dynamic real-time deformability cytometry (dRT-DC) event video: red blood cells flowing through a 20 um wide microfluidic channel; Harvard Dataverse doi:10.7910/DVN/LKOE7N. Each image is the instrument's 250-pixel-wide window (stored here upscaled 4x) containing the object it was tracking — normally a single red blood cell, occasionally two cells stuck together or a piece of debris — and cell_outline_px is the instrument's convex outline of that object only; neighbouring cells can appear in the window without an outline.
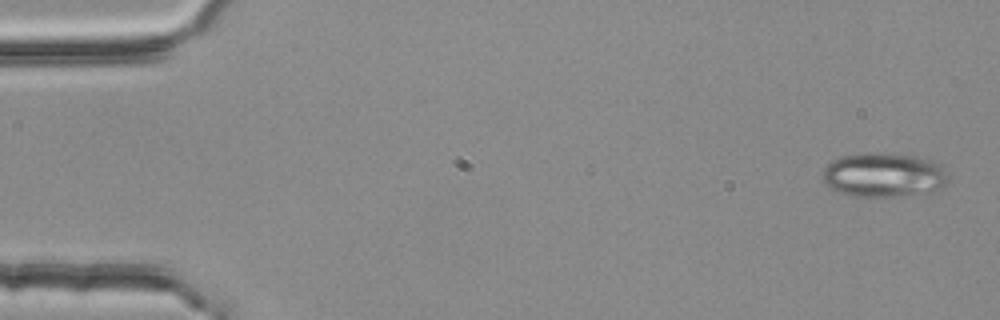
{"species": "common noctule bat (a hibernating species)", "species_latin": "Nyctalus noctula", "temperature_condition": "room temperature", "stored_images_in_passage": 3, "camera_frame_rate_fps": 3000, "um_per_image_px": 0.085, "animal": {"sex": "female", "body_mass_g": 25.1}, "frame": {"image": 1, "passage_image": 1, "time_ms": 0.0, "image_size_px": [1000, 320], "cell_outline_px": [[948, 180], [940, 188], [928, 192], [892, 196], [852, 196], [840, 192], [832, 188], [824, 180], [824, 168], [832, 160], [840, 156], [868, 152], [872, 152], [916, 156], [928, 160], [936, 164], [944, 172]], "centroid_in_image_um": [75.07, 14.86], "position_along_channel_um": 9.9, "area_um2": 31.67}}